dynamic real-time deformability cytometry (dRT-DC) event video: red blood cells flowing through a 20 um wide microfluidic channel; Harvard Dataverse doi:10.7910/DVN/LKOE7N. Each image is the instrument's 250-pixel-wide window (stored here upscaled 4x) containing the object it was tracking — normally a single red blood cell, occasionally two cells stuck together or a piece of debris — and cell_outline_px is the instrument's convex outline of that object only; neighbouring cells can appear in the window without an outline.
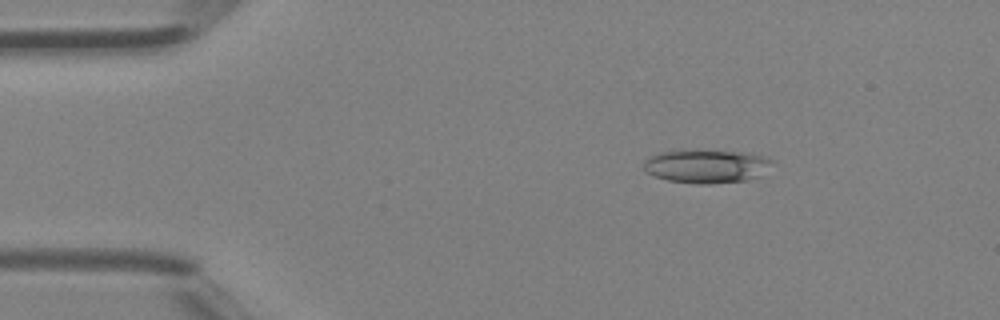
{"species": "Egyptian fruit bat (a non-hibernating species)", "species_latin": "Rousettus aegyptiacus", "temperature_condition": "room temperature", "stored_images_in_passage": 4, "camera_frame_rate_fps": 3000, "um_per_image_px": 0.085, "animal": {"sex": "female"}, "frame": {"image": 1, "passage_image": 1, "time_ms": 0.0, "image_size_px": [1000, 320], "cell_outline_px": [[772, 160], [760, 176], [744, 180], [708, 184], [696, 184], [668, 180], [656, 176], [648, 172], [644, 168], [644, 160], [660, 152], [740, 152], [764, 156]], "centroid_in_image_um": [60.03, 14.16], "position_along_channel_um": 25.0, "area_um2": 23.93}}
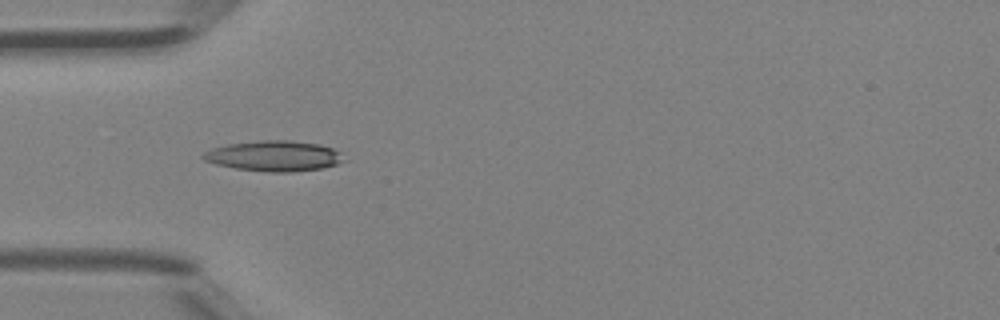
{"frame": {"image": 2, "passage_image": 3, "time_ms": 0.667, "image_size_px": [1000, 320], "cell_outline_px": [[348, 160], [336, 164], [320, 168], [292, 172], [272, 172], [236, 168], [216, 164], [204, 160], [200, 156], [204, 152], [212, 148], [228, 144], [264, 140], [292, 140], [320, 144], [332, 148], [340, 152]], "centroid_in_image_um": [23.32, 13.25], "position_along_channel_um": 61.7, "area_um2": 24.97}}
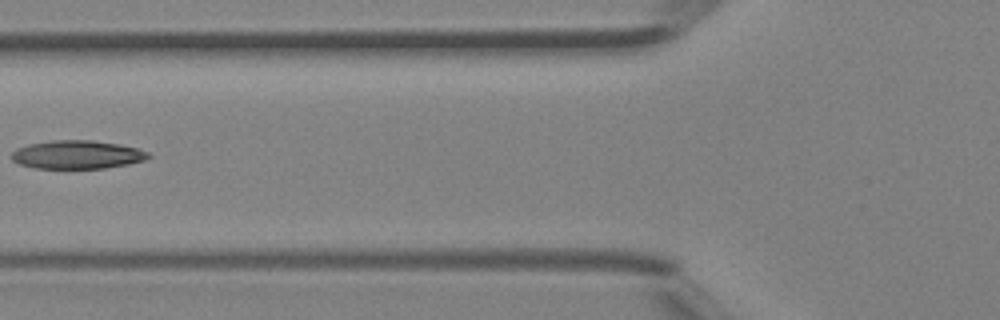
{"frame": {"image": 3, "passage_image": 4, "time_ms": 1.0, "image_size_px": [1000, 320], "cell_outline_px": [[152, 156], [144, 160], [128, 164], [104, 168], [36, 168], [20, 164], [12, 160], [12, 152], [16, 148], [28, 144], [52, 140], [92, 140], [120, 144], [136, 148], [148, 152]], "centroid_in_image_um": [6.56, 13.14], "position_along_channel_um": 119.2, "area_um2": 22.6}}